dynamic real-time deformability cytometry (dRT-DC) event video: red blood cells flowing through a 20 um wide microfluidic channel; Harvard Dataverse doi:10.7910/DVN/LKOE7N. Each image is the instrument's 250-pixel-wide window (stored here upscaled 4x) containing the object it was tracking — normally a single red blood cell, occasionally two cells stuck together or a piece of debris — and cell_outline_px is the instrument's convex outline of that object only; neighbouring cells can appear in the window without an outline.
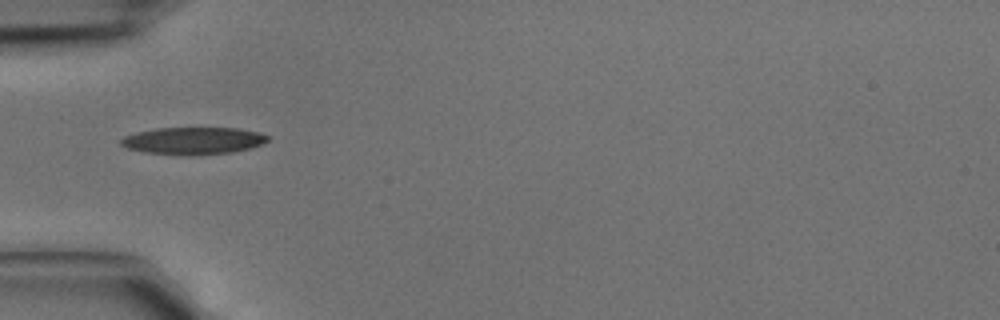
{"species": "common noctule bat (a hibernating species)", "species_latin": "Nyctalus noctula", "temperature_condition": "cold", "stored_images_in_passage": 2, "camera_frame_rate_fps": 3000, "um_per_image_px": 0.085, "animal": {"sex": "male", "body_mass_g": 15.6}, "frame": {"image": 1, "passage_image": 1, "time_ms": 0.0, "image_size_px": [1000, 320], "cell_outline_px": [[268, 140], [260, 144], [248, 148], [232, 152], [144, 152], [128, 148], [120, 144], [120, 140], [124, 136], [136, 132], [156, 128], [236, 128], [256, 132], [268, 136]], "centroid_in_image_um": [16.38, 11.9], "position_along_channel_um": 68.6, "area_um2": 21.85}}